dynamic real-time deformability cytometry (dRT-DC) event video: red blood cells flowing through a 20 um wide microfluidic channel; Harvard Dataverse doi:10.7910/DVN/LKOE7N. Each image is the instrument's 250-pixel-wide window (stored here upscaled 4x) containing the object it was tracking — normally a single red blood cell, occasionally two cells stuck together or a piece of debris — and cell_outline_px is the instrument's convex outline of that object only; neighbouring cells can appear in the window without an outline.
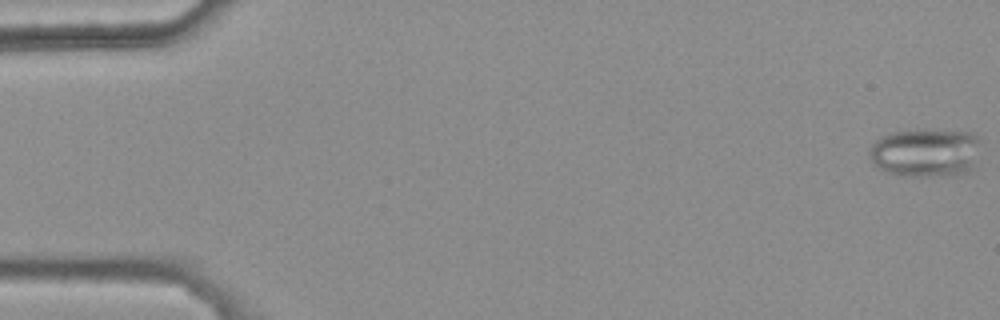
{"species": "common noctule bat (a hibernating species)", "species_latin": "Nyctalus noctula", "temperature_condition": "warm", "stored_images_in_passage": 48, "camera_frame_rate_fps": 3000, "um_per_image_px": 0.085, "animal": {"sex": "female", "body_mass_g": 25.1}, "frame": {"image": 1, "passage_image": 1, "time_ms": 0.0, "image_size_px": [1000, 320], "cell_outline_px": [[980, 140], [972, 164], [968, 172], [956, 176], [900, 176], [884, 172], [872, 164], [868, 152], [868, 148], [880, 136], [888, 132], [972, 132], [980, 136]], "centroid_in_image_um": [78.6, 13.02], "position_along_channel_um": 6.4, "area_um2": 31.27}}
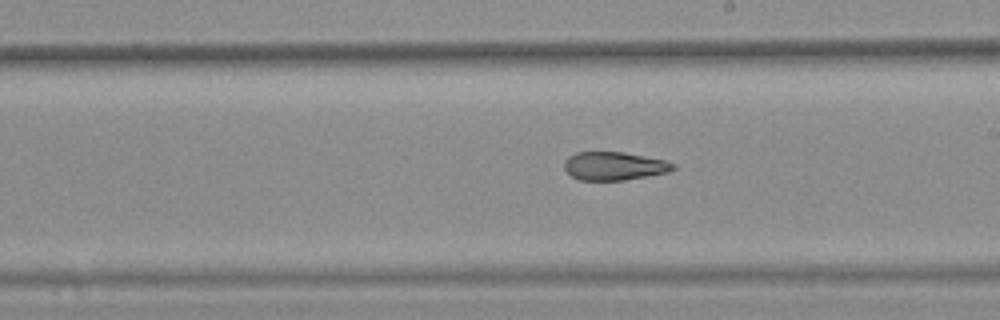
{"frame": {"image": 2, "passage_image": 31, "time_ms": 10.0, "image_size_px": [1000, 320], "cell_outline_px": [[676, 168], [668, 172], [624, 180], [580, 180], [572, 176], [564, 168], [564, 160], [568, 156], [576, 152], [624, 152], [664, 160], [676, 164]], "centroid_in_image_um": [52.19, 14.1], "position_along_channel_um": 236.8, "area_um2": 17.92}}
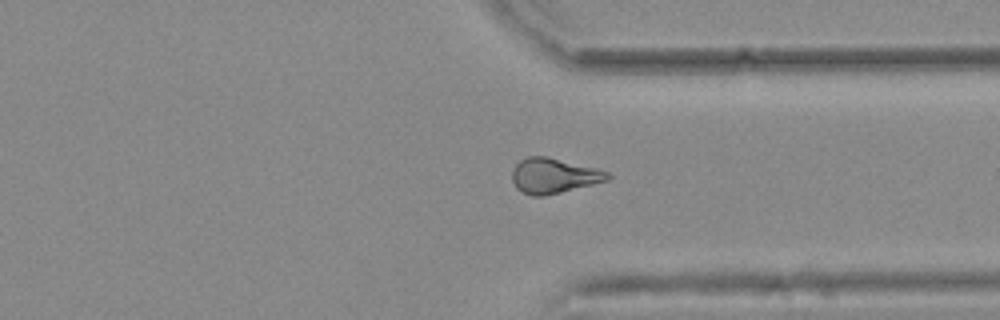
{"frame": {"image": 3, "passage_image": 41, "time_ms": 13.333, "image_size_px": [1000, 320], "cell_outline_px": [[612, 176], [608, 180], [544, 196], [532, 196], [516, 188], [512, 180], [512, 172], [516, 164], [520, 160], [528, 156], [544, 156], [596, 168], [608, 172]], "centroid_in_image_um": [47.05, 14.94], "position_along_channel_um": 364.4, "area_um2": 19.25}, "authors_computed_cell_mechanics": {"area_um2": 19.5075, "velocity_mm_per_s": 3.8147, "shape_relaxation_time_tau1_ms": null, "shape_relaxation_time_tau2_ms": 3.3897, "deformation_change_tau1": null, "deformation_change_tau2": 0.1118}}